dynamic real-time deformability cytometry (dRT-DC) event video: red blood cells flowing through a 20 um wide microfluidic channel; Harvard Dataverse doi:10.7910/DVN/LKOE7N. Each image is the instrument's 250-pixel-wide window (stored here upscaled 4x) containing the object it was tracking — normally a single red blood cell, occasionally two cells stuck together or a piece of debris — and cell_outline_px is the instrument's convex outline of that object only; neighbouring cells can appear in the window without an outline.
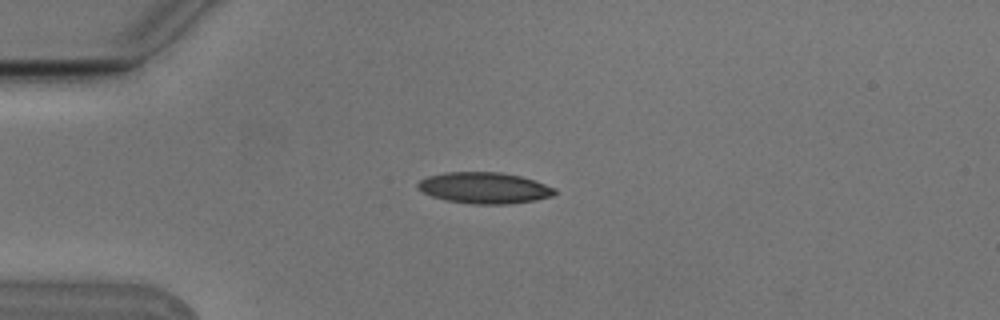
{"species": "Egyptian fruit bat (a non-hibernating species)", "species_latin": "Rousettus aegyptiacus", "temperature_condition": "cold", "stored_images_in_passage": 2, "camera_frame_rate_fps": 3000, "um_per_image_px": 0.085, "animal": {"sex": "male"}, "frame": {"image": 1, "passage_image": 1, "time_ms": 0.0, "image_size_px": [1000, 320], "cell_outline_px": [[556, 192], [552, 196], [536, 200], [512, 204], [472, 204], [444, 200], [432, 196], [416, 188], [416, 184], [420, 180], [428, 176], [444, 172], [500, 172], [520, 176], [556, 188]], "centroid_in_image_um": [41.15, 15.98], "position_along_channel_um": 43.9, "area_um2": 24.97}}